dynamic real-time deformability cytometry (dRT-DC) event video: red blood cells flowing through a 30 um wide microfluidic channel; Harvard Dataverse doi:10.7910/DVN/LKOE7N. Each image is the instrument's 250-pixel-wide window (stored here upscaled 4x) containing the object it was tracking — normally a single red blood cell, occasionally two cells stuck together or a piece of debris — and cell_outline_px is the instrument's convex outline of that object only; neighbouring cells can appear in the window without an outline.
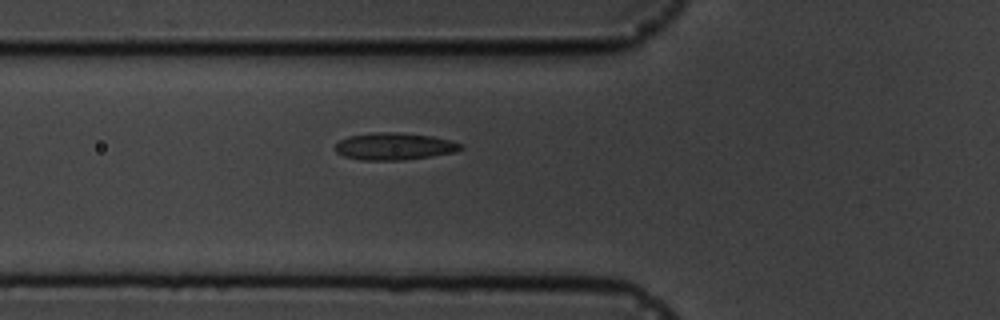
{"species": "common noctule bat (a hibernating species)", "species_latin": "Nyctalus noctula", "temperature_condition": "cold", "stored_images_in_passage": 6, "camera_frame_rate_fps": 3000, "um_per_image_px": 0.085, "animal": {"sex": "male", "body_mass_g": 19.5, "forearm_length_mm": 54.6}, "frame": {"image": 1, "passage_image": 6, "time_ms": 5.667, "image_size_px": [1000, 320], "cell_outline_px": [[464, 148], [456, 152], [432, 156], [404, 160], [360, 160], [344, 156], [336, 152], [336, 144], [340, 140], [348, 136], [376, 132], [396, 132], [432, 136], [464, 144]], "centroid_in_image_um": [33.54, 12.44], "position_along_channel_um": 92.3, "area_um2": 19.88}}